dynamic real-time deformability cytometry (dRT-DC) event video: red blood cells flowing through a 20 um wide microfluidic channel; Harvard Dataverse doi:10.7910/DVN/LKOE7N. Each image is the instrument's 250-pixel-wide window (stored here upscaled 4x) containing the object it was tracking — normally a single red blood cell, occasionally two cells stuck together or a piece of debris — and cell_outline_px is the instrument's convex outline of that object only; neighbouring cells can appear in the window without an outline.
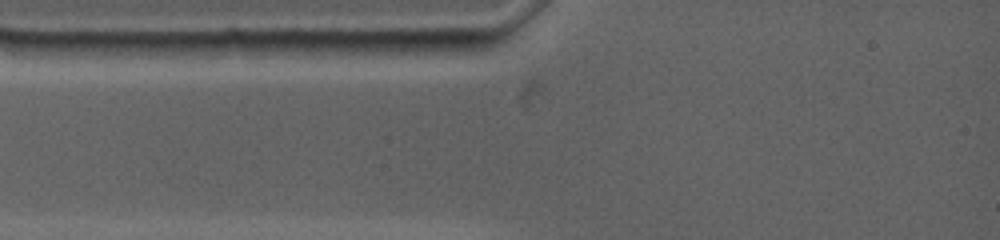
{"species": "common noctule bat (a hibernating species)", "species_latin": "Nyctalus noctula", "temperature_condition": "warm", "stored_images_in_passage": 4, "camera_frame_rate_fps": 4500, "um_per_image_px": 0.085, "animal": {"sex": "female", "body_mass_g": 19.0, "forearm_length_mm": 53.3}, "frame": {"image": 1, "passage_image": 1, "time_ms": 0.0, "image_size_px": [1000, 240], "cell_outline_px": [[480, 48], [452, 56], [372, 52], [360, 44], [360, 40], [480, 40]], "centroid_in_image_um": [35.87, 3.97], "position_along_channel_um": 49.1, "area_um2": 11.21}}